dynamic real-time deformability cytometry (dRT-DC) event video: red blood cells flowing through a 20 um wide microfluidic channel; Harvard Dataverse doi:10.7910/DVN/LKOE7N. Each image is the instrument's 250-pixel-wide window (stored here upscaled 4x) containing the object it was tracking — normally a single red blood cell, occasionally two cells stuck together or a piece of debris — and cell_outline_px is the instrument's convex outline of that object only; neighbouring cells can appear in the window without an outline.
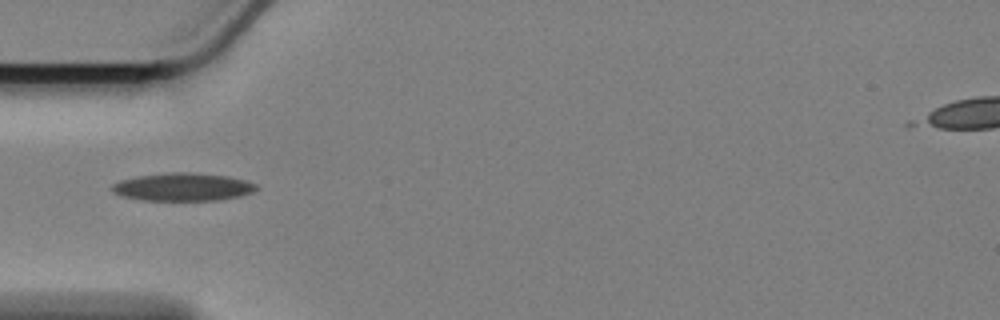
{"species": "Egyptian fruit bat (a non-hibernating species)", "species_latin": "Rousettus aegyptiacus", "temperature_condition": "cold", "stored_images_in_passage": 15, "camera_frame_rate_fps": 3000, "um_per_image_px": 0.085, "animal": {"sex": "female"}, "frame": {"image": 1, "passage_image": 1, "time_ms": 0.0, "image_size_px": [1000, 320], "cell_outline_px": [[260, 188], [252, 192], [240, 196], [212, 200], [144, 200], [124, 196], [112, 192], [112, 184], [120, 180], [140, 176], [172, 172], [196, 172], [228, 176], [244, 180], [256, 184]], "centroid_in_image_um": [15.57, 15.88], "position_along_channel_um": 69.4, "area_um2": 23.29}}
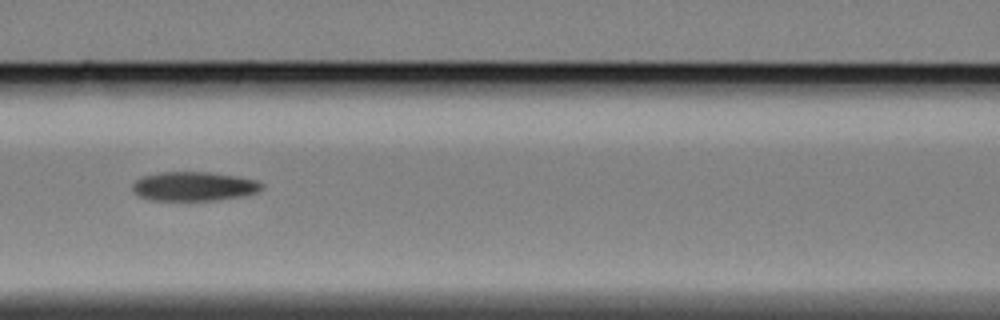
{"frame": {"image": 2, "passage_image": 8, "time_ms": 2.333, "image_size_px": [1000, 320], "cell_outline_px": [[264, 188], [256, 192], [240, 196], [216, 200], [148, 200], [140, 196], [132, 188], [132, 184], [136, 180], [144, 176], [160, 172], [212, 172], [236, 176], [256, 180], [264, 184]], "centroid_in_image_um": [16.49, 15.83], "position_along_channel_um": 150.1, "area_um2": 21.85}}
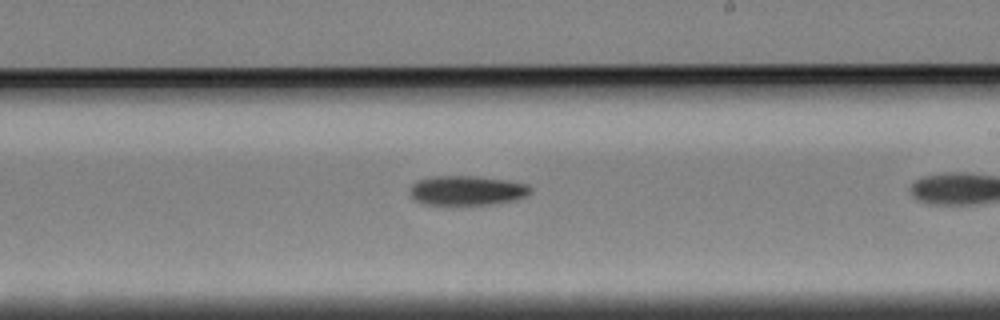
{"frame": {"image": 3, "passage_image": 13, "time_ms": 4.0, "image_size_px": [1000, 320], "cell_outline_px": [[532, 192], [516, 200], [492, 204], [424, 204], [416, 200], [408, 192], [408, 188], [416, 180], [428, 176], [476, 176], [508, 180], [528, 184], [532, 188]], "centroid_in_image_um": [39.67, 16.17], "position_along_channel_um": 249.3, "area_um2": 20.98}}